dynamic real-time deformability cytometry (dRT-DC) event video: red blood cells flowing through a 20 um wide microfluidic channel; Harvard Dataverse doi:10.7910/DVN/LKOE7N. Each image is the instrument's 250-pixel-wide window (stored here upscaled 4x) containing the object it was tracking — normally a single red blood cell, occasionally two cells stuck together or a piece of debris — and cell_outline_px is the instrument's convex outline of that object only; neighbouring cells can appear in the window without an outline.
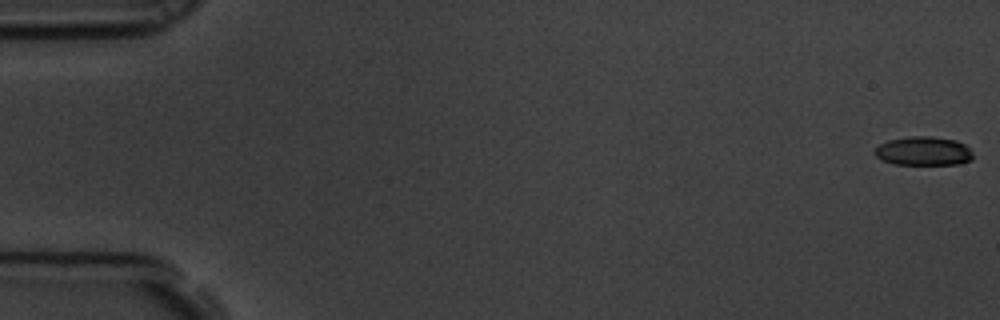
{"species": "common noctule bat (a hibernating species)", "species_latin": "Nyctalus noctula", "temperature_condition": "room temperature", "stored_images_in_passage": 5, "camera_frame_rate_fps": 3000, "um_per_image_px": 0.085, "animal": {"sex": "male", "body_mass_g": 19.5, "forearm_length_mm": 54.6}, "frame": {"image": 1, "passage_image": 1, "time_ms": 0.0, "image_size_px": [1000, 320], "cell_outline_px": [[972, 160], [960, 164], [892, 164], [876, 156], [872, 152], [880, 144], [888, 140], [908, 136], [932, 136], [956, 140], [964, 144], [972, 152]], "centroid_in_image_um": [78.49, 12.83], "position_along_channel_um": 6.5, "area_um2": 16.59}}
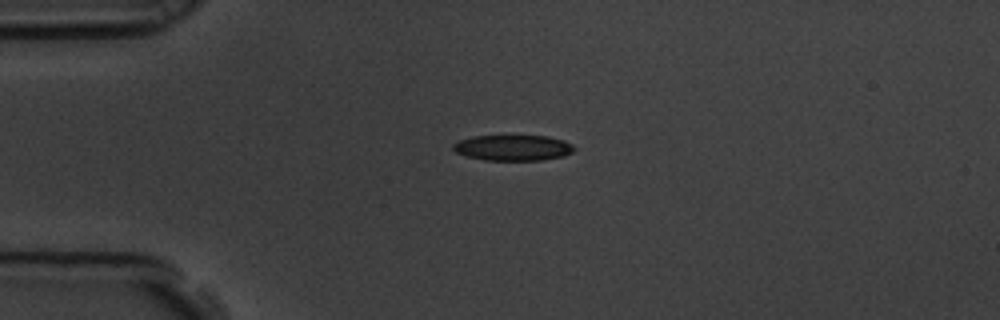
{"frame": {"image": 2, "passage_image": 5, "time_ms": 1.333, "image_size_px": [1000, 320], "cell_outline_px": [[576, 148], [572, 152], [564, 156], [540, 160], [484, 160], [468, 156], [456, 152], [452, 148], [452, 144], [460, 140], [472, 136], [508, 132], [548, 136], [564, 140], [572, 144]], "centroid_in_image_um": [43.6, 12.49], "position_along_channel_um": 41.4, "area_um2": 19.19}}